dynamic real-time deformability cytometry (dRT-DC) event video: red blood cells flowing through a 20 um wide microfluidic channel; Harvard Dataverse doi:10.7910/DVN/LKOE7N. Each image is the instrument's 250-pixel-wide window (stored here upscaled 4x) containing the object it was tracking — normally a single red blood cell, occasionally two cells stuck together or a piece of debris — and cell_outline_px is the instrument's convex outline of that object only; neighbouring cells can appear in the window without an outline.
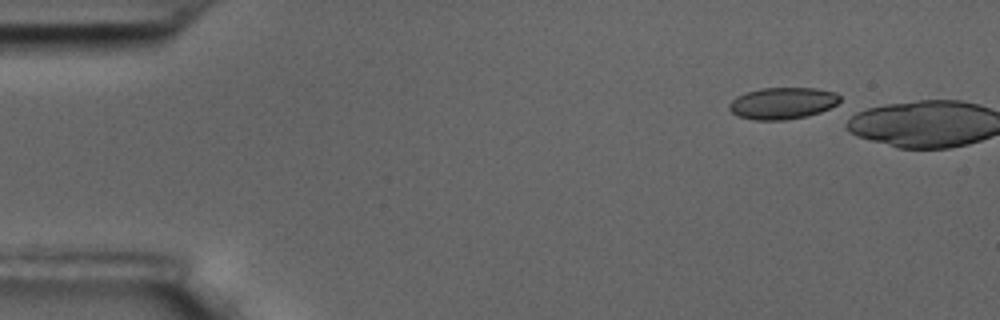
{"species": "common noctule bat (a hibernating species)", "species_latin": "Nyctalus noctula", "temperature_condition": "room temperature", "stored_images_in_passage": 2, "camera_frame_rate_fps": 3000, "um_per_image_px": 0.085, "animal": {"sex": "male", "body_mass_g": 17.5, "forearm_length_mm": 52.3}, "frame": {"image": 1, "passage_image": 1, "time_ms": 0.0, "image_size_px": [1000, 320], "cell_outline_px": [[840, 100], [836, 104], [820, 112], [808, 116], [784, 120], [756, 120], [736, 116], [728, 108], [728, 104], [736, 96], [744, 92], [760, 88], [816, 88], [836, 92], [840, 96]], "centroid_in_image_um": [66.48, 8.77], "position_along_channel_um": 18.5, "area_um2": 20.63}}